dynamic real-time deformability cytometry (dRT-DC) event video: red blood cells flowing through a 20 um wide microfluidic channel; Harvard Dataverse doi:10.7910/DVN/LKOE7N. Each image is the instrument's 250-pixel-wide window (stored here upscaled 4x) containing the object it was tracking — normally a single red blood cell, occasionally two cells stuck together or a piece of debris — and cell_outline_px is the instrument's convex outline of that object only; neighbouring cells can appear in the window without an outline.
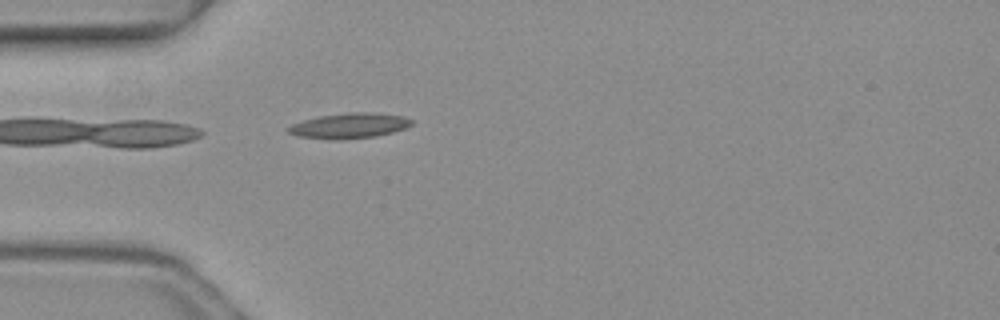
{"species": "common noctule bat (a hibernating species)", "species_latin": "Nyctalus noctula", "temperature_condition": "warm", "stored_images_in_passage": 1, "camera_frame_rate_fps": 3000, "um_per_image_px": 0.085, "animal": {"sex": "female", "body_mass_g": 19.3, "forearm_length_mm": 54.1}, "frame": {"image": 1, "passage_image": 1, "time_ms": 0.0, "image_size_px": [1000, 320], "cell_outline_px": [[412, 124], [404, 128], [392, 132], [376, 136], [332, 140], [296, 136], [288, 132], [284, 128], [292, 124], [304, 120], [320, 116], [348, 112], [372, 112], [404, 116], [412, 120]], "centroid_in_image_um": [29.65, 10.68], "position_along_channel_um": 55.3, "area_um2": 18.15}}